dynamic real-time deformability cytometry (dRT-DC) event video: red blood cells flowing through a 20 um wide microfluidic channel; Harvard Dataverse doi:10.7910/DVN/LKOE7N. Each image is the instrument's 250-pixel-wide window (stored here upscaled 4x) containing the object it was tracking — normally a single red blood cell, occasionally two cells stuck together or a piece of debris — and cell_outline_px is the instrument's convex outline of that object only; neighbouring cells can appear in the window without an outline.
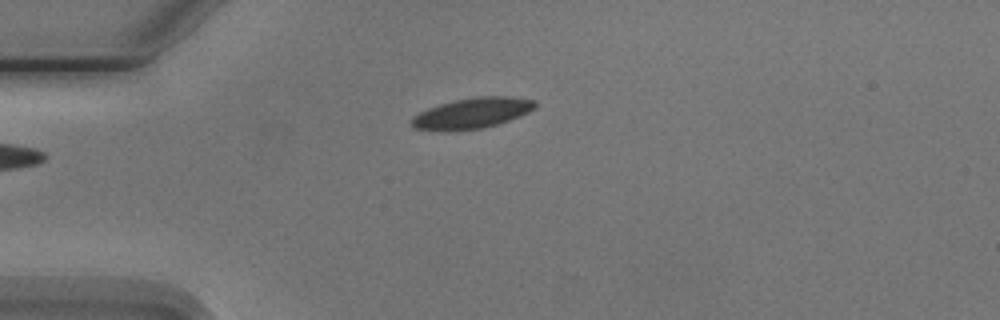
{"species": "Egyptian fruit bat (a non-hibernating species)", "species_latin": "Rousettus aegyptiacus", "temperature_condition": "cold", "stored_images_in_passage": 5, "camera_frame_rate_fps": 3000, "um_per_image_px": 0.085, "animal": {"sex": "male"}, "frame": {"image": 1, "passage_image": 5, "time_ms": 4.333, "image_size_px": [1000, 320], "cell_outline_px": [[536, 108], [520, 116], [500, 124], [484, 128], [416, 128], [412, 124], [412, 116], [428, 108], [440, 104], [456, 100], [476, 96], [508, 96], [536, 100]], "centroid_in_image_um": [40.25, 9.56], "position_along_channel_um": 44.7, "area_um2": 21.27}}